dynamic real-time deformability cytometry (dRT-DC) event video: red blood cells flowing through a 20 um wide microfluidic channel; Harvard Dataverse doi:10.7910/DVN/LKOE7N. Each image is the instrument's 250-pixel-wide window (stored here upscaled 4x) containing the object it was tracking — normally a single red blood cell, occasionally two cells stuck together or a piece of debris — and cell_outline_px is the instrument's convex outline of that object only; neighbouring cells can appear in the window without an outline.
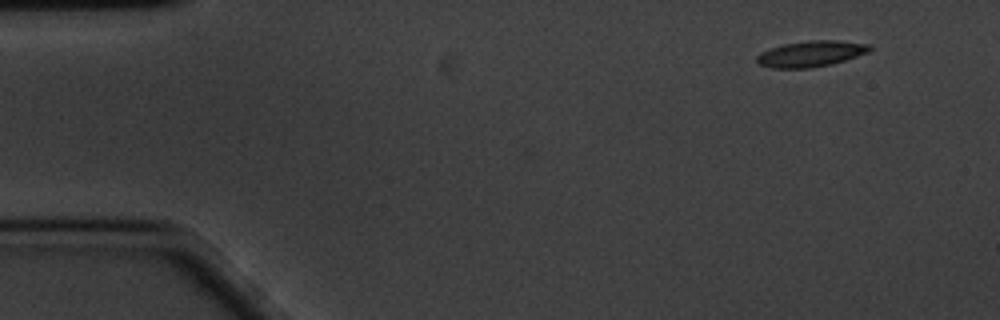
{"species": "common noctule bat (a hibernating species)", "species_latin": "Nyctalus noctula", "temperature_condition": "cold", "stored_images_in_passage": 55, "camera_frame_rate_fps": 3000, "um_per_image_px": 0.085, "animal": {"sex": "male", "body_mass_g": 20.1, "forearm_length_mm": 53.5}, "frame": {"image": 1, "passage_image": 1, "time_ms": 0.0, "image_size_px": [1000, 320], "cell_outline_px": [[872, 48], [868, 52], [832, 64], [808, 68], [772, 68], [760, 64], [756, 60], [756, 56], [772, 48], [784, 44], [812, 40], [836, 40], [868, 44]], "centroid_in_image_um": [68.94, 4.57], "position_along_channel_um": 16.1, "area_um2": 16.7}}
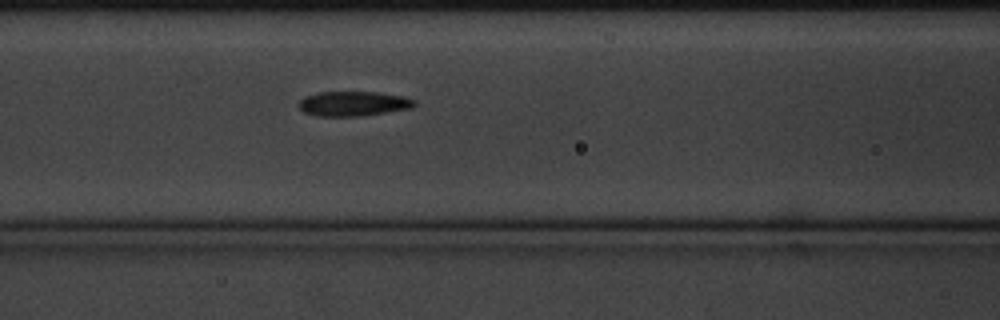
{"frame": {"image": 2, "passage_image": 20, "time_ms": 6.333, "image_size_px": [1000, 320], "cell_outline_px": [[416, 104], [412, 108], [360, 116], [316, 116], [304, 112], [300, 108], [300, 100], [304, 96], [320, 92], [380, 92], [404, 96], [416, 100]], "centroid_in_image_um": [30.06, 8.8], "position_along_channel_um": 136.5, "area_um2": 16.7}}
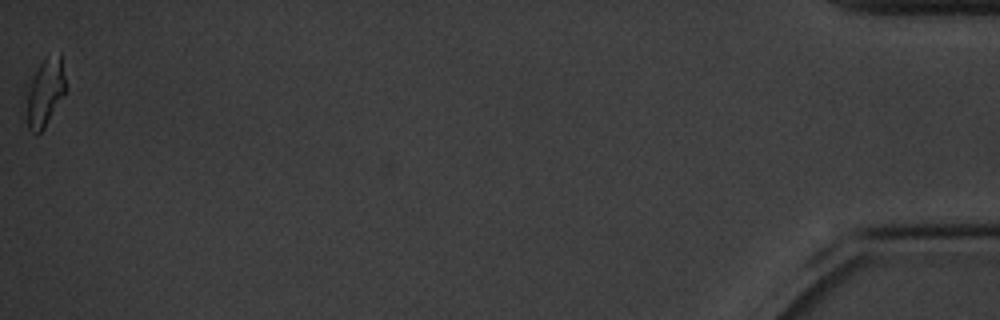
{"frame": {"image": 3, "passage_image": 55, "time_ms": 18.0, "image_size_px": [1000, 320], "cell_outline_px": [[64, 92], [44, 128], [36, 136], [28, 128], [28, 88], [44, 56], [60, 52], [64, 76]], "centroid_in_image_um": [3.84, 7.82], "position_along_channel_um": 431.4, "area_um2": 14.74}, "authors_computed_cell_mechanics": {"area_um2": 16.5308, "velocity_mm_per_s": 3.3689, "shape_relaxation_time_tau1_ms": 3.6528, "shape_relaxation_time_tau2_ms": 3.3354, "deformation_change_tau1": 0.152, "deformation_change_tau2": 0.1148}}